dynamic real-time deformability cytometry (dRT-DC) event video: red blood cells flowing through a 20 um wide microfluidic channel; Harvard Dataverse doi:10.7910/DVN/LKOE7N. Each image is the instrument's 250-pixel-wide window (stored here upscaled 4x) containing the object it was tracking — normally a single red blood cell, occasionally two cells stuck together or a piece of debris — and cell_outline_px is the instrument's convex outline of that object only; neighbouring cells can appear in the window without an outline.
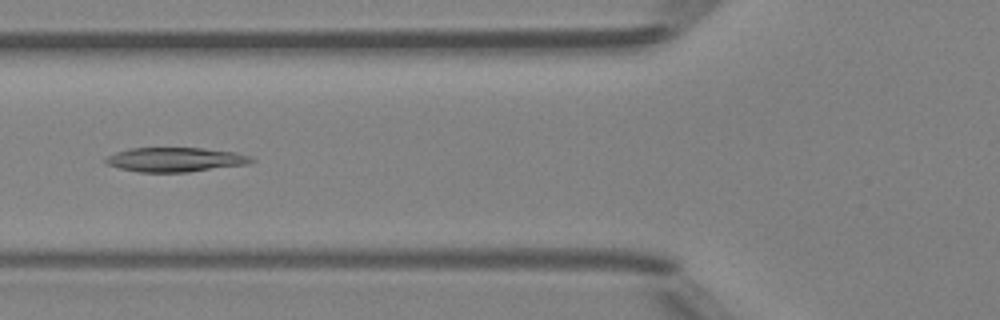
{"species": "Egyptian fruit bat (a non-hibernating species)", "species_latin": "Rousettus aegyptiacus", "temperature_condition": "room temperature", "stored_images_in_passage": 49, "camera_frame_rate_fps": 3000, "um_per_image_px": 0.085, "animal": {"sex": "female"}, "frame": {"image": 1, "passage_image": 19, "time_ms": 6.0, "image_size_px": [1000, 320], "cell_outline_px": [[256, 160], [248, 164], [188, 172], [140, 172], [120, 168], [108, 164], [104, 160], [108, 156], [116, 152], [132, 148], [200, 148], [236, 152], [252, 156]], "centroid_in_image_um": [14.95, 13.56], "position_along_channel_um": 110.8, "area_um2": 20.58}}
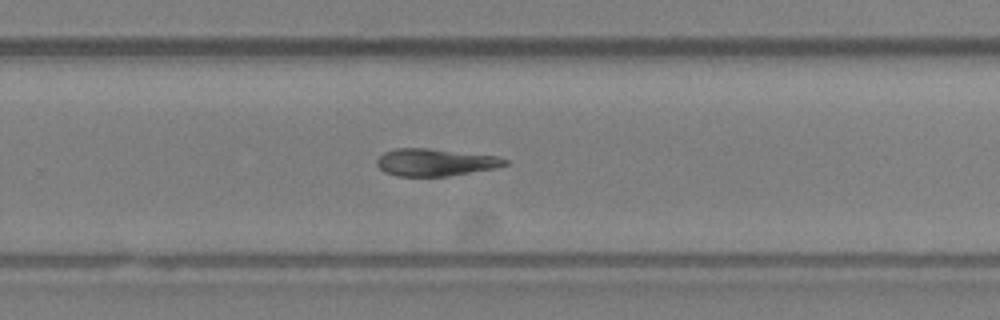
{"frame": {"image": 2, "passage_image": 32, "time_ms": 10.333, "image_size_px": [1000, 320], "cell_outline_px": [[508, 164], [496, 168], [448, 176], [396, 176], [384, 172], [376, 164], [376, 160], [384, 152], [396, 148], [428, 148], [496, 156], [508, 160]], "centroid_in_image_um": [36.98, 13.8], "position_along_channel_um": 292.8, "area_um2": 20.35}}
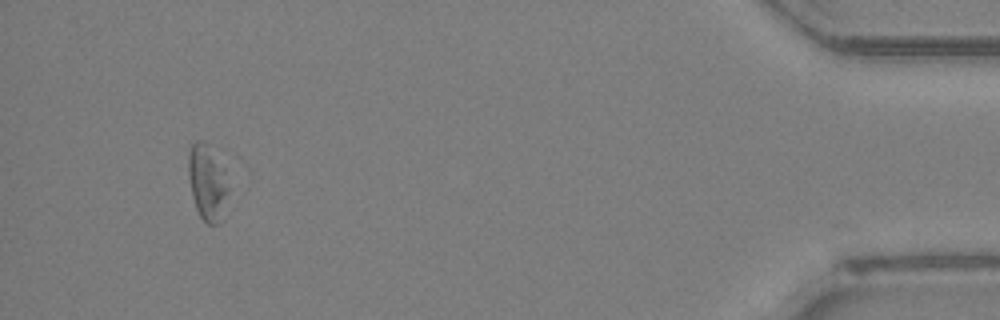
{"frame": {"image": 3, "passage_image": 46, "time_ms": 15.0, "image_size_px": [1000, 320], "cell_outline_px": [[228, 192], [224, 220], [216, 224], [208, 224], [200, 216], [196, 208], [192, 196], [188, 176], [188, 152], [192, 144], [196, 140], [204, 140], [224, 168], [228, 188]], "centroid_in_image_um": [17.63, 15.54], "position_along_channel_um": 417.6, "area_um2": 17.92}, "authors_computed_cell_mechanics": {"area_um2": 20.6924, "velocity_mm_per_s": 4.2123, "shape_relaxation_time_tau1_ms": null, "shape_relaxation_time_tau2_ms": 10.2942, "deformation_change_tau1": null, "deformation_change_tau2": 0.2108}}